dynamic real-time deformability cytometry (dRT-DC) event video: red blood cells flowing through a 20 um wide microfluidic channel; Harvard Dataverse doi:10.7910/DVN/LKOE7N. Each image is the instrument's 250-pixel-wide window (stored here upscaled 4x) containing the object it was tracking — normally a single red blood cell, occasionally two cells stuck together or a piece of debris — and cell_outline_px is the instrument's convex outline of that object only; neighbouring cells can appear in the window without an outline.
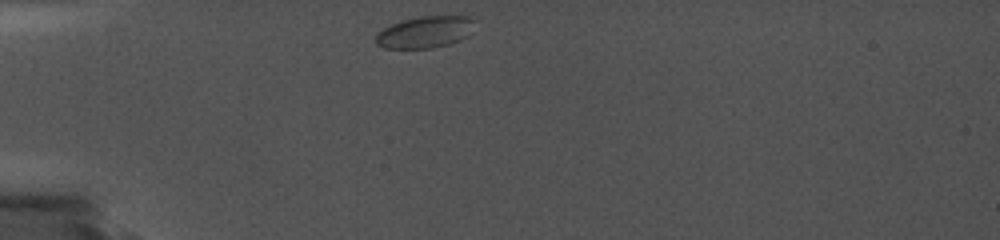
{"species": "common noctule bat (a hibernating species)", "species_latin": "Nyctalus noctula", "temperature_condition": "cold", "stored_images_in_passage": 10, "camera_frame_rate_fps": 5000, "um_per_image_px": 0.085, "animal": {"sex": "female", "body_mass_g": 19.0, "forearm_length_mm": 56.7}, "frame": {"image": 1, "passage_image": 1, "time_ms": 0.0, "image_size_px": [1000, 240], "cell_outline_px": [[476, 20], [468, 36], [460, 40], [448, 44], [432, 48], [384, 48], [376, 44], [376, 36], [384, 28], [400, 20], [420, 16], [468, 16]], "centroid_in_image_um": [36.15, 2.72], "position_along_channel_um": 48.9, "area_um2": 18.26}}
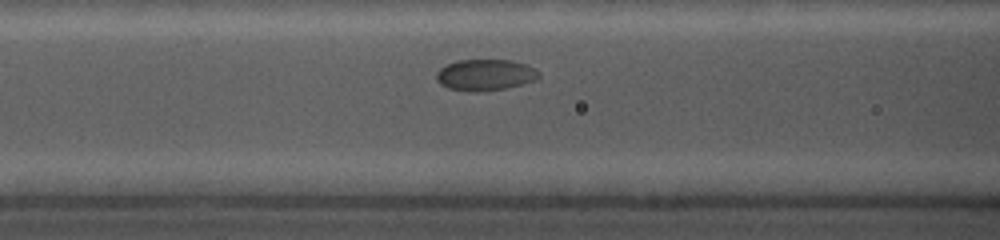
{"frame": {"image": 2, "passage_image": 6, "time_ms": 3.0, "image_size_px": [1000, 240], "cell_outline_px": [[540, 76], [536, 80], [504, 88], [448, 88], [440, 84], [436, 80], [436, 72], [440, 68], [456, 60], [512, 60], [536, 68], [540, 72]], "centroid_in_image_um": [41.27, 6.3], "position_along_channel_um": 125.3, "area_um2": 17.8}}